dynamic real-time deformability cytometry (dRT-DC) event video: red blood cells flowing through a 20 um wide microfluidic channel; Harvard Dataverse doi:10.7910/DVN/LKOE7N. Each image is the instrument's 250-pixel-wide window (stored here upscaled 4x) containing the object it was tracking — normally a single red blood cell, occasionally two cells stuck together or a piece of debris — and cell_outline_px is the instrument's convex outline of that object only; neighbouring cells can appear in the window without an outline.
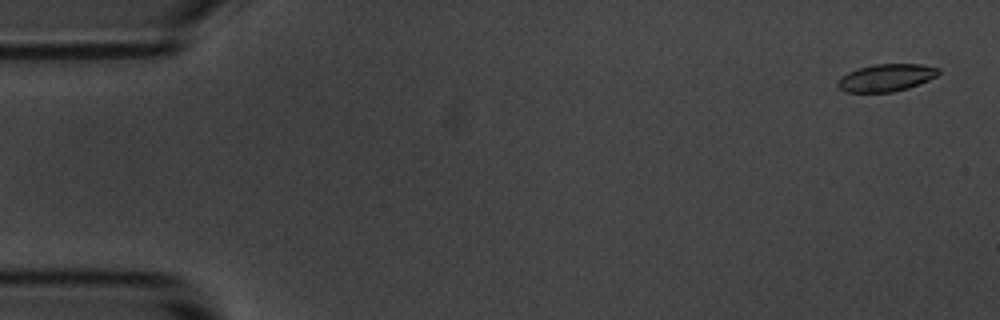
{"species": "common noctule bat (a hibernating species)", "species_latin": "Nyctalus noctula", "temperature_condition": "room temperature", "stored_images_in_passage": 5, "camera_frame_rate_fps": 3000, "um_per_image_px": 0.085, "animal": {"sex": "male", "body_mass_g": 20.1, "forearm_length_mm": 53.5}, "frame": {"image": 1, "passage_image": 1, "time_ms": 0.0, "image_size_px": [1000, 320], "cell_outline_px": [[940, 72], [936, 76], [928, 80], [908, 88], [892, 92], [844, 92], [836, 84], [836, 80], [848, 72], [860, 68], [876, 64], [920, 64], [940, 68]], "centroid_in_image_um": [75.31, 6.61], "position_along_channel_um": 9.7, "area_um2": 16.01}}
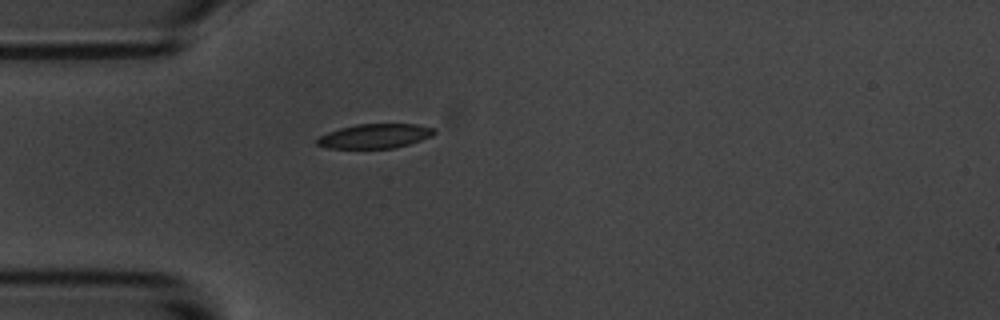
{"frame": {"image": 2, "passage_image": 5, "time_ms": 4.667, "image_size_px": [1000, 320], "cell_outline_px": [[436, 132], [432, 136], [408, 144], [392, 148], [328, 148], [316, 144], [316, 140], [320, 136], [328, 132], [340, 128], [356, 124], [416, 124], [436, 128]], "centroid_in_image_um": [31.88, 11.56], "position_along_channel_um": 53.1, "area_um2": 16.59}}